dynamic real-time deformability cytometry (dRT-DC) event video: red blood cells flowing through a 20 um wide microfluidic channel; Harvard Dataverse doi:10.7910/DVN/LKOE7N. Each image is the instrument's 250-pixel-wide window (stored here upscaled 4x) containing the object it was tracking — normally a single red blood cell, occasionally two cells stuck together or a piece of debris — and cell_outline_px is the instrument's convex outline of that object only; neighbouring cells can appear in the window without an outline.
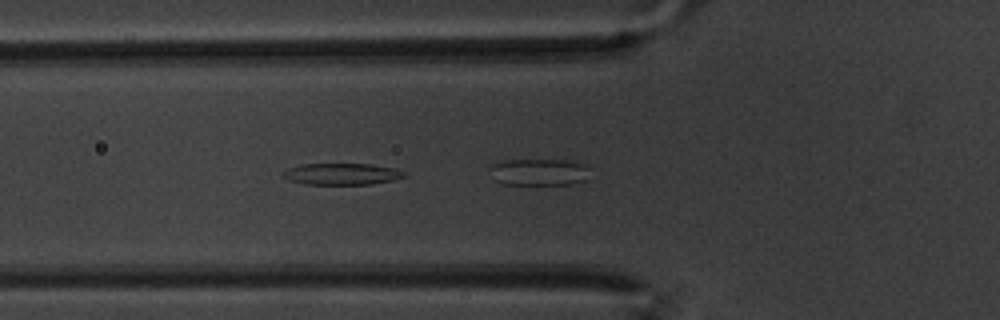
{"species": "common noctule bat (a hibernating species)", "species_latin": "Nyctalus noctula", "temperature_condition": "warm", "stored_images_in_passage": 21, "camera_frame_rate_fps": 3000, "um_per_image_px": 0.085, "animal": {"sex": "male", "body_mass_g": 20.1, "forearm_length_mm": 53.5}, "frame": {"image": 1, "passage_image": 18, "time_ms": 5.667, "image_size_px": [1000, 320], "cell_outline_px": [[408, 176], [392, 180], [372, 184], [304, 184], [288, 180], [280, 172], [288, 168], [300, 164], [372, 164], [392, 168], [404, 172]], "centroid_in_image_um": [29.02, 14.79], "position_along_channel_um": 96.8, "area_um2": 15.2}}